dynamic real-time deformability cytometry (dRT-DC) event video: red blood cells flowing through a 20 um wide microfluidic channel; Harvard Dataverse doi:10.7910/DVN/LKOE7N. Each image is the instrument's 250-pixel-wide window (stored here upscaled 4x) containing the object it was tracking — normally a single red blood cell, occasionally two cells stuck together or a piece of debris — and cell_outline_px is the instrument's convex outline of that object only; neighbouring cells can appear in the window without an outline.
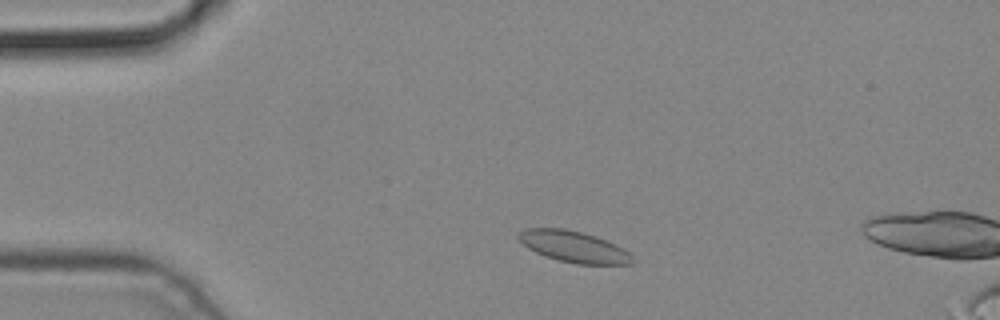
{"species": "common noctule bat (a hibernating species)", "species_latin": "Nyctalus noctula", "temperature_condition": "cold", "stored_images_in_passage": 3, "camera_frame_rate_fps": 3000, "um_per_image_px": 0.085, "animal": {"sex": "male", "body_mass_g": 19.2, "forearm_length_mm": 51.8}, "frame": {"image": 1, "passage_image": 2, "time_ms": 0.333, "image_size_px": [1000, 320], "cell_outline_px": [[636, 260], [632, 264], [576, 264], [544, 256], [528, 248], [516, 236], [520, 232], [528, 228], [564, 228], [584, 232], [596, 236], [616, 244], [624, 248]], "centroid_in_image_um": [48.81, 20.96], "position_along_channel_um": 36.2, "area_um2": 20.81}}